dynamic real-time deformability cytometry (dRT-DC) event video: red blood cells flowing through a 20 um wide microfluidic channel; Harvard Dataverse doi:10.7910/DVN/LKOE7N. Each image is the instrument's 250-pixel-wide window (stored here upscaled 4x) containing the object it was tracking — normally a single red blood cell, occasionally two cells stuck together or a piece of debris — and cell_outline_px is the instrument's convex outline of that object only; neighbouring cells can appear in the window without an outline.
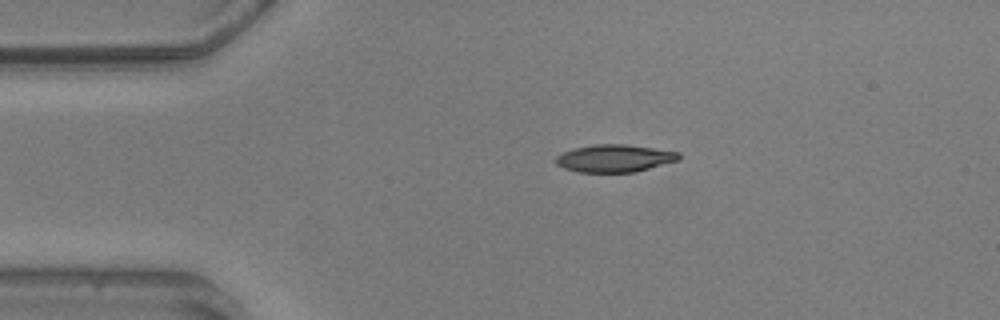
{"species": "common noctule bat (a hibernating species)", "species_latin": "Nyctalus noctula", "temperature_condition": "warm", "stored_images_in_passage": 34, "camera_frame_rate_fps": 3000, "um_per_image_px": 0.085, "animal": {"sex": "male", "body_mass_g": 20.5, "forearm_length_mm": 52.5}, "frame": {"image": 1, "passage_image": 1, "time_ms": 0.0, "image_size_px": [1000, 320], "cell_outline_px": [[680, 160], [636, 172], [576, 172], [564, 168], [556, 164], [556, 156], [572, 148], [596, 144], [628, 144], [680, 152]], "centroid_in_image_um": [52.26, 13.45], "position_along_channel_um": 32.7, "area_um2": 19.88}}
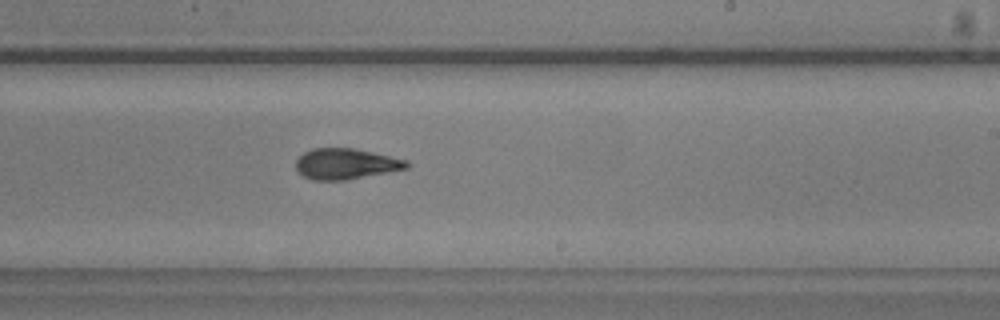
{"frame": {"image": 2, "passage_image": 23, "time_ms": 7.333, "image_size_px": [1000, 320], "cell_outline_px": [[412, 164], [408, 168], [348, 180], [312, 180], [296, 172], [296, 160], [304, 152], [312, 148], [352, 148], [408, 160]], "centroid_in_image_um": [29.39, 13.94], "position_along_channel_um": 259.6, "area_um2": 19.94}}
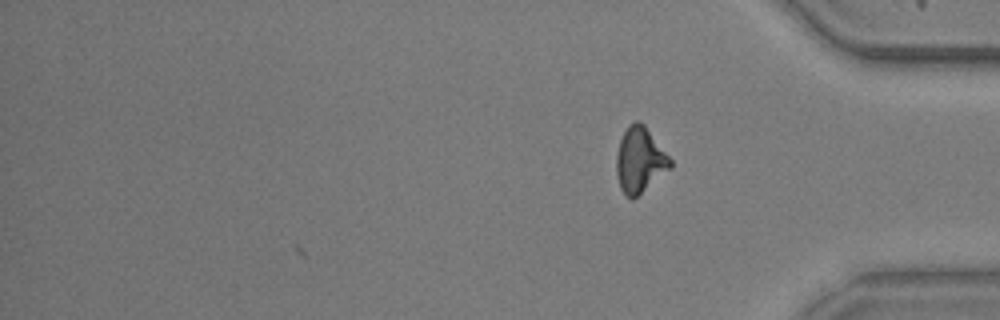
{"frame": {"image": 3, "passage_image": 34, "time_ms": 11.0, "image_size_px": [1000, 320], "cell_outline_px": [[672, 168], [632, 200], [620, 188], [616, 172], [616, 156], [620, 140], [628, 124], [636, 120], [640, 120], [644, 124], [672, 160]], "centroid_in_image_um": [54.39, 13.59], "position_along_channel_um": 380.8, "area_um2": 20.52}, "authors_computed_cell_mechanics": {"area_um2": 20.0277, "velocity_mm_per_s": 3.6004, "shape_relaxation_time_tau1_ms": 2.8153, "shape_relaxation_time_tau2_ms": 2.31, "deformation_change_tau1": 0.1462, "deformation_change_tau2": 0.1123}}